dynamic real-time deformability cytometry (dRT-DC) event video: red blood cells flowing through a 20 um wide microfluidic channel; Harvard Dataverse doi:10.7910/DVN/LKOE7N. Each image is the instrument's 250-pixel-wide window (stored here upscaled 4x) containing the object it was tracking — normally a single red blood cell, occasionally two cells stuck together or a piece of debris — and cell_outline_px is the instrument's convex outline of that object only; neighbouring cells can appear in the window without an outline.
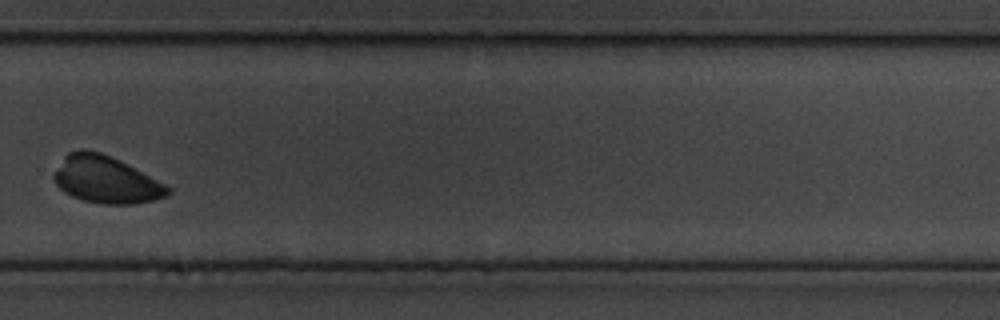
{"species": "common noctule bat (a hibernating species)", "species_latin": "Nyctalus noctula", "temperature_condition": "cold", "stored_images_in_passage": 21, "segment_of_instrument_passage": [1, 2], "camera_frame_rate_fps": 3000, "um_per_image_px": 0.085, "animal": {"sex": "male", "body_mass_g": 19.5, "forearm_length_mm": 54.6}, "frame": {"image": 1, "passage_image": 13, "time_ms": 4.0, "image_size_px": [1000, 320], "cell_outline_px": [[172, 192], [168, 196], [136, 204], [100, 204], [84, 200], [72, 196], [64, 192], [56, 184], [52, 176], [64, 156], [68, 152], [76, 148], [84, 148], [100, 152], [120, 160], [172, 188]], "centroid_in_image_um": [8.99, 15.26], "position_along_channel_um": 320.8, "area_um2": 31.39}}